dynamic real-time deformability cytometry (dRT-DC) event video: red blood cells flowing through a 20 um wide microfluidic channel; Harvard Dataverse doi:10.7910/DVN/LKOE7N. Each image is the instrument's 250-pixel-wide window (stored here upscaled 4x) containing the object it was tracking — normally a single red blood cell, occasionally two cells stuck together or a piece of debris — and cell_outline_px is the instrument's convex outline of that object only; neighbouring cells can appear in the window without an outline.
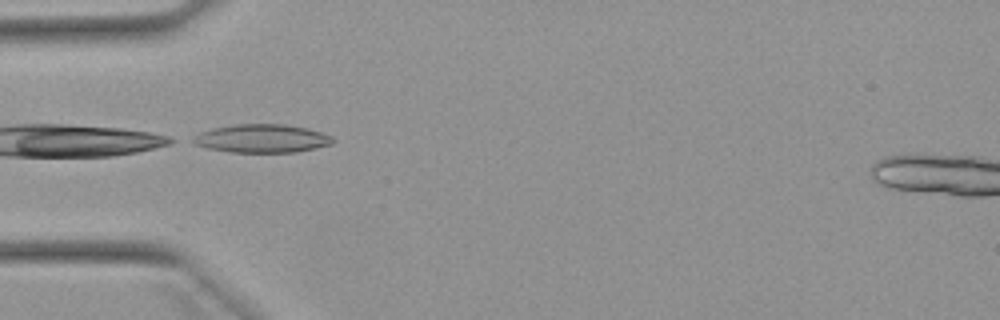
{"species": "Egyptian fruit bat (a non-hibernating species)", "species_latin": "Rousettus aegyptiacus", "temperature_condition": "warm", "stored_images_in_passage": 7, "camera_frame_rate_fps": 3000, "um_per_image_px": 0.085, "animal": {"sex": "female"}, "frame": {"image": 1, "passage_image": 1, "time_ms": 0.0, "image_size_px": [1000, 320], "cell_outline_px": [[336, 140], [332, 144], [316, 148], [296, 152], [228, 152], [208, 148], [192, 144], [184, 140], [200, 132], [212, 128], [232, 124], [284, 124], [308, 128], [332, 136]], "centroid_in_image_um": [22.18, 11.77], "position_along_channel_um": 62.8, "area_um2": 23.58}}
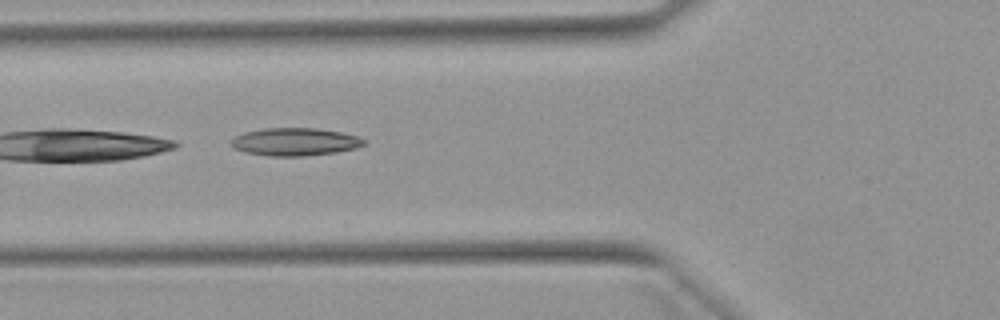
{"frame": {"image": 2, "passage_image": 4, "time_ms": 1.0, "image_size_px": [1000, 320], "cell_outline_px": [[364, 144], [356, 148], [336, 152], [304, 156], [272, 156], [244, 152], [232, 148], [228, 144], [228, 140], [244, 132], [264, 128], [316, 128], [340, 132], [356, 136], [364, 140]], "centroid_in_image_um": [24.98, 12.05], "position_along_channel_um": 100.8, "area_um2": 21.56}}